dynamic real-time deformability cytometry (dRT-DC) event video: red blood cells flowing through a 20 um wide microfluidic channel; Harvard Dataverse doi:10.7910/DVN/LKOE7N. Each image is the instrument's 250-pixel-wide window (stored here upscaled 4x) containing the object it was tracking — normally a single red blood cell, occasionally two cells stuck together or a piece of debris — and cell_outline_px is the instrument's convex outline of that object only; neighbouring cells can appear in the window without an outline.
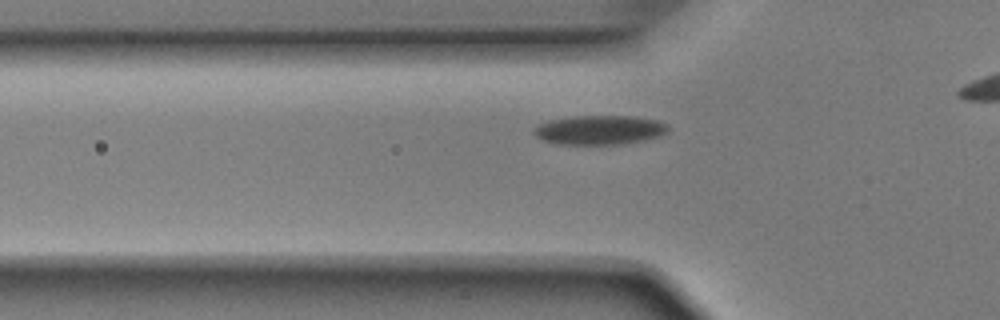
{"species": "Egyptian fruit bat (a non-hibernating species)", "species_latin": "Rousettus aegyptiacus", "temperature_condition": "room temperature", "stored_images_in_passage": 7, "segment_of_instrument_passage": [1, 2], "camera_frame_rate_fps": 3000, "um_per_image_px": 0.085, "animal": {"sex": "male"}, "frame": {"image": 1, "passage_image": 5, "time_ms": 1.333, "image_size_px": [1000, 320], "cell_outline_px": [[668, 132], [660, 136], [644, 140], [624, 144], [556, 144], [544, 140], [536, 136], [532, 132], [540, 124], [548, 120], [572, 116], [636, 116], [656, 120], [668, 124]], "centroid_in_image_um": [50.99, 11.04], "position_along_channel_um": 74.8, "area_um2": 22.95}}
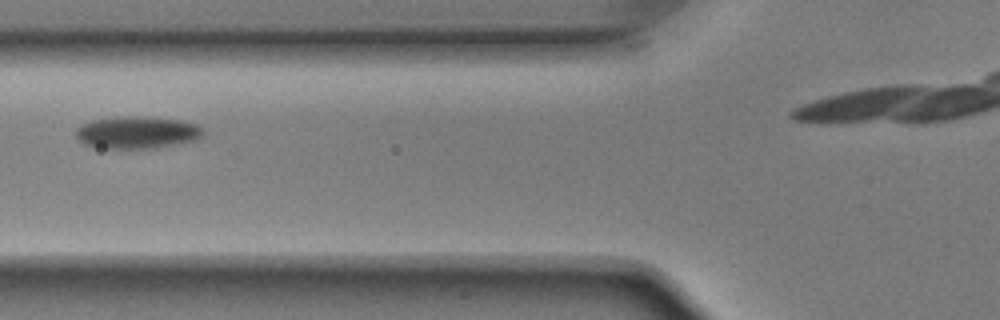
{"frame": {"image": 2, "passage_image": 6, "time_ms": 1.667, "image_size_px": [1000, 320], "cell_outline_px": [[204, 136], [192, 140], [176, 144], [152, 148], [104, 148], [84, 144], [76, 136], [76, 128], [92, 120], [180, 120], [196, 124], [204, 128]], "centroid_in_image_um": [11.69, 11.33], "position_along_channel_um": 114.1, "area_um2": 22.2}}